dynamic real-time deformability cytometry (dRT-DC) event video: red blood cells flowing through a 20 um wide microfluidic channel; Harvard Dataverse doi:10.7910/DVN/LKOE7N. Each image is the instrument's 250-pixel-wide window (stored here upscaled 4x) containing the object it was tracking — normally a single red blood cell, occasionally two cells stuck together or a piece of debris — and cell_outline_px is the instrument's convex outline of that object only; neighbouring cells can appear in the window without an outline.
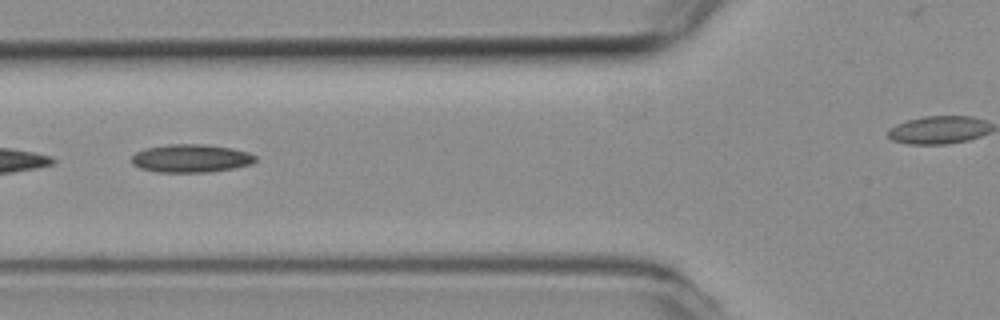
{"species": "common noctule bat (a hibernating species)", "species_latin": "Nyctalus noctula", "temperature_condition": "room temperature", "stored_images_in_passage": 18, "camera_frame_rate_fps": 3000, "um_per_image_px": 0.085, "animal": {"sex": "female", "body_mass_g": 19.3, "forearm_length_mm": 54.1}, "frame": {"image": 1, "passage_image": 16, "time_ms": 5.0, "image_size_px": [1000, 320], "cell_outline_px": [[256, 160], [252, 164], [236, 168], [212, 172], [156, 172], [140, 168], [132, 164], [132, 156], [136, 152], [144, 148], [168, 144], [204, 144], [232, 148], [248, 152], [256, 156]], "centroid_in_image_um": [16.24, 13.46], "position_along_channel_um": 109.6, "area_um2": 20.52}}